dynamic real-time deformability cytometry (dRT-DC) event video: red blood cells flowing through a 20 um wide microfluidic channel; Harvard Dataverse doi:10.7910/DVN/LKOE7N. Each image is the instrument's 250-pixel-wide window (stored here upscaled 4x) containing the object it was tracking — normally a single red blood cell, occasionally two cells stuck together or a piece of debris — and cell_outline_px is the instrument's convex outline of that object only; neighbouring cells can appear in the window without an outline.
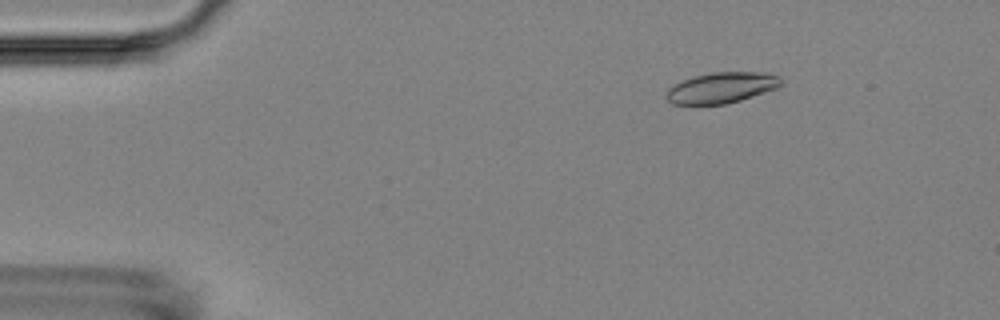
{"species": "Egyptian fruit bat (a non-hibernating species)", "species_latin": "Rousettus aegyptiacus", "temperature_condition": "room temperature", "stored_images_in_passage": 4, "camera_frame_rate_fps": 3000, "um_per_image_px": 0.085, "animal": {"sex": "female"}, "frame": {"image": 1, "passage_image": 2, "time_ms": 1.0, "image_size_px": [1000, 320], "cell_outline_px": [[780, 84], [776, 88], [740, 100], [724, 104], [672, 104], [664, 96], [668, 88], [692, 76], [712, 72], [764, 72], [780, 76]], "centroid_in_image_um": [61.29, 7.45], "position_along_channel_um": 23.7, "area_um2": 20.4}}